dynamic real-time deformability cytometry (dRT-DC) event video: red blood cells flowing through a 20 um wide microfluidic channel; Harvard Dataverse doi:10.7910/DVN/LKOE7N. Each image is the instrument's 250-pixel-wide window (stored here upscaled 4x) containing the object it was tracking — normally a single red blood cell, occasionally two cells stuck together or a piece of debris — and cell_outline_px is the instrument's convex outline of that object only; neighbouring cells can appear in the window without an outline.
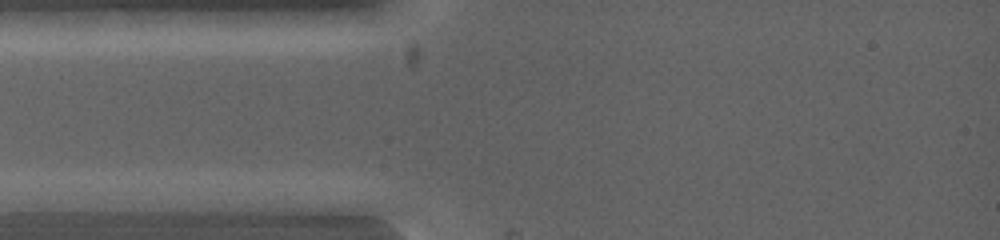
{"species": "common noctule bat (a hibernating species)", "species_latin": "Nyctalus noctula", "temperature_condition": "warm", "stored_images_in_passage": 3, "camera_frame_rate_fps": 5000, "um_per_image_px": 0.085, "animal": {"sex": "female", "body_mass_g": 19.0, "forearm_length_mm": 53.3}, "frame": {"image": 1, "passage_image": 1, "time_ms": 0.0, "image_size_px": [1000, 240], "cell_outline_px": [[128, 200], [96, 212], [20, 212], [12, 200], [40, 192], [124, 192]], "centroid_in_image_um": [5.87, 17.15], "position_along_channel_um": 79.1, "area_um2": 14.1}}